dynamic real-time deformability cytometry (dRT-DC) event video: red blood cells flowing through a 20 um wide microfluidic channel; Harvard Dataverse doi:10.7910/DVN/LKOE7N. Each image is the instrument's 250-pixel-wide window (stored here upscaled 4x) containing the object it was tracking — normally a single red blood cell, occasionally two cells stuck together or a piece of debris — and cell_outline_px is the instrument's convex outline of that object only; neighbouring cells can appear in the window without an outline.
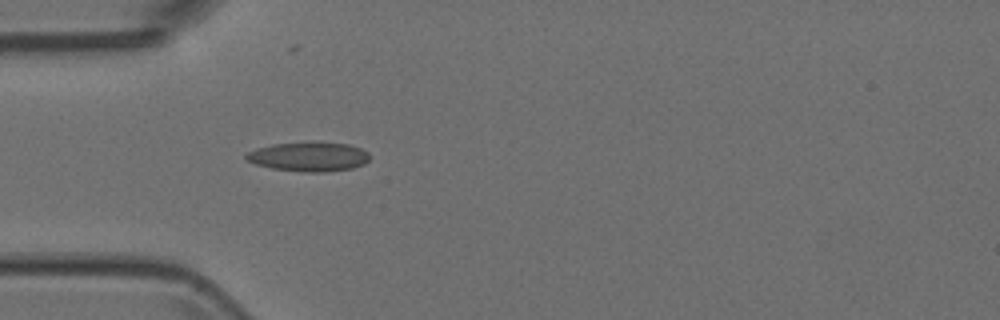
{"species": "Egyptian fruit bat (a non-hibernating species)", "species_latin": "Rousettus aegyptiacus", "temperature_condition": "room temperature", "stored_images_in_passage": 4, "camera_frame_rate_fps": 3000, "um_per_image_px": 0.085, "animal": {"sex": "female"}, "frame": {"image": 1, "passage_image": 4, "time_ms": 1.0, "image_size_px": [1000, 320], "cell_outline_px": [[368, 160], [364, 164], [352, 168], [324, 172], [304, 172], [272, 168], [256, 164], [248, 160], [244, 156], [248, 152], [256, 148], [272, 144], [312, 140], [348, 144], [360, 148], [368, 152]], "centroid_in_image_um": [26.25, 13.29], "position_along_channel_um": 58.8, "area_um2": 21.44}}